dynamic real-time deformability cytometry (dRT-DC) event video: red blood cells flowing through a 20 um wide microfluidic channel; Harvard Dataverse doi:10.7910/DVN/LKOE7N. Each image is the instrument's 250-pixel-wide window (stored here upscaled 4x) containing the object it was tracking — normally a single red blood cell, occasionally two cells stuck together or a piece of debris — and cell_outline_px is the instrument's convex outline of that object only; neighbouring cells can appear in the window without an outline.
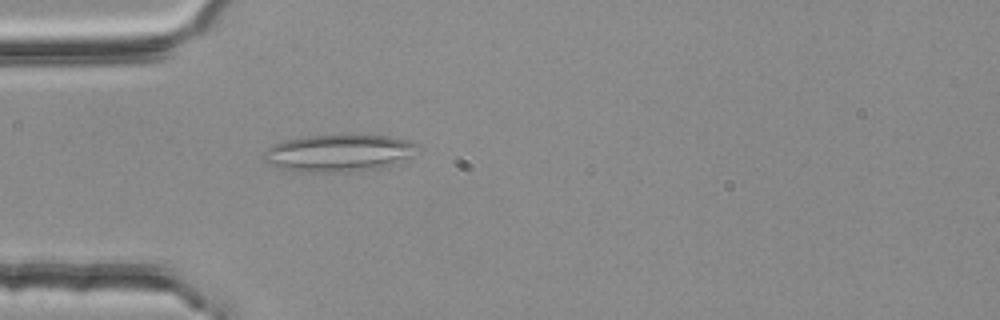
{"species": "common noctule bat (a hibernating species)", "species_latin": "Nyctalus noctula", "temperature_condition": "room temperature", "stored_images_in_passage": 51, "segment_of_instrument_passage": [1, 2], "camera_frame_rate_fps": 3000, "um_per_image_px": 0.085, "animal": {"sex": "female", "body_mass_g": 25.1}, "frame": {"image": 1, "passage_image": 13, "time_ms": 4.0, "image_size_px": [1000, 320], "cell_outline_px": [[420, 148], [408, 156], [392, 164], [380, 168], [352, 172], [300, 172], [280, 168], [268, 164], [260, 156], [272, 144], [304, 136], [348, 132], [388, 136], [408, 140], [420, 144]], "centroid_in_image_um": [28.77, 12.97], "position_along_channel_um": 56.2, "area_um2": 34.33}}